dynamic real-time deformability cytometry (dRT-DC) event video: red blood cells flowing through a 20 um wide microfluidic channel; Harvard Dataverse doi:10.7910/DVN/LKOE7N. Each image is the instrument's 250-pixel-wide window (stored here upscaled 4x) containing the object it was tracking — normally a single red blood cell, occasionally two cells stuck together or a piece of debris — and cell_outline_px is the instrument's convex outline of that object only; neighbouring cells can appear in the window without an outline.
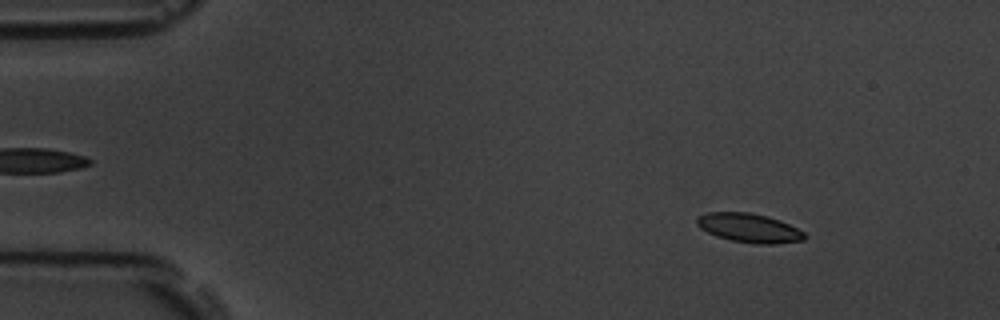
{"species": "common noctule bat (a hibernating species)", "species_latin": "Nyctalus noctula", "temperature_condition": "room temperature", "stored_images_in_passage": 5, "camera_frame_rate_fps": 3000, "um_per_image_px": 0.085, "animal": {"sex": "male", "body_mass_g": 19.5, "forearm_length_mm": 54.6}, "frame": {"image": 1, "passage_image": 2, "time_ms": 1.0, "image_size_px": [1000, 320], "cell_outline_px": [[808, 236], [804, 240], [776, 244], [752, 244], [732, 240], [716, 236], [700, 228], [696, 224], [696, 220], [700, 216], [708, 212], [748, 212], [768, 216], [780, 220], [804, 232]], "centroid_in_image_um": [63.7, 19.38], "position_along_channel_um": 21.3, "area_um2": 18.26}}
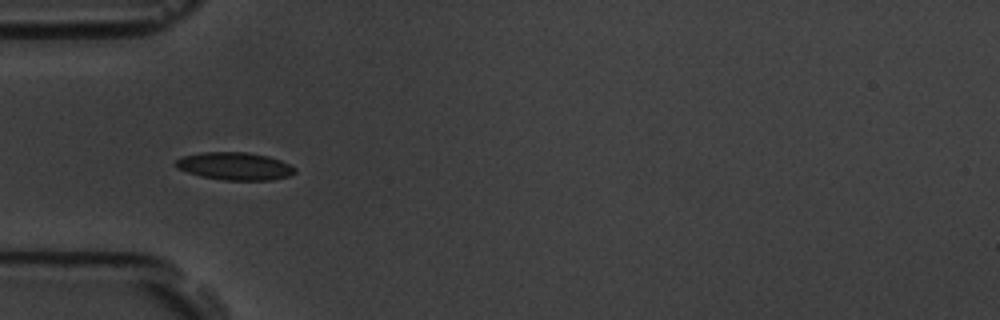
{"frame": {"image": 2, "passage_image": 5, "time_ms": 4.667, "image_size_px": [1000, 320], "cell_outline_px": [[296, 172], [288, 176], [272, 180], [224, 180], [200, 176], [176, 168], [172, 164], [176, 160], [184, 156], [200, 152], [248, 152], [268, 156], [280, 160], [296, 168]], "centroid_in_image_um": [19.93, 14.12], "position_along_channel_um": 65.1, "area_um2": 19.31}}